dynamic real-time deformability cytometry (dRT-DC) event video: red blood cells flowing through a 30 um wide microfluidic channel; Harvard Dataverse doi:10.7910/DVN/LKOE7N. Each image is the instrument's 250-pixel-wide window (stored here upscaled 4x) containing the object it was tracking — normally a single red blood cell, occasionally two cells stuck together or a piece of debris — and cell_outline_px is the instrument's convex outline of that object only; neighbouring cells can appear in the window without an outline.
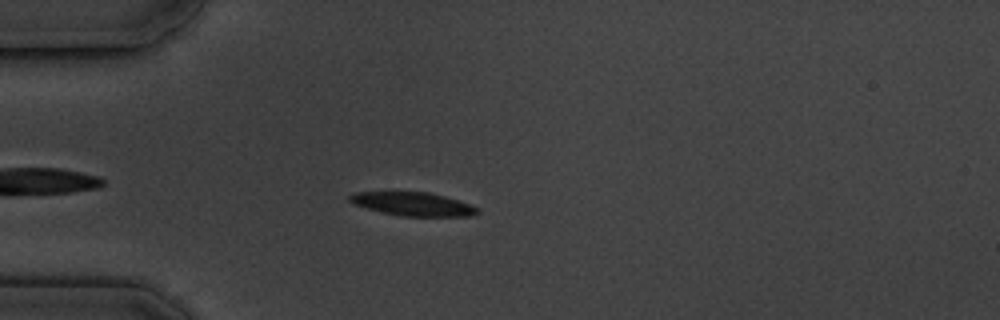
{"species": "common noctule bat (a hibernating species)", "species_latin": "Nyctalus noctula", "temperature_condition": "cold", "stored_images_in_passage": 5, "camera_frame_rate_fps": 3000, "um_per_image_px": 0.085, "animal": {"sex": "male", "body_mass_g": 19.5, "forearm_length_mm": 54.6}, "frame": {"image": 1, "passage_image": 5, "time_ms": 4.333, "image_size_px": [1000, 320], "cell_outline_px": [[480, 212], [472, 216], [400, 216], [368, 208], [356, 204], [348, 200], [348, 196], [356, 192], [428, 192], [444, 196], [468, 204], [476, 208]], "centroid_in_image_um": [35.1, 17.34], "position_along_channel_um": 49.9, "area_um2": 17.11}}